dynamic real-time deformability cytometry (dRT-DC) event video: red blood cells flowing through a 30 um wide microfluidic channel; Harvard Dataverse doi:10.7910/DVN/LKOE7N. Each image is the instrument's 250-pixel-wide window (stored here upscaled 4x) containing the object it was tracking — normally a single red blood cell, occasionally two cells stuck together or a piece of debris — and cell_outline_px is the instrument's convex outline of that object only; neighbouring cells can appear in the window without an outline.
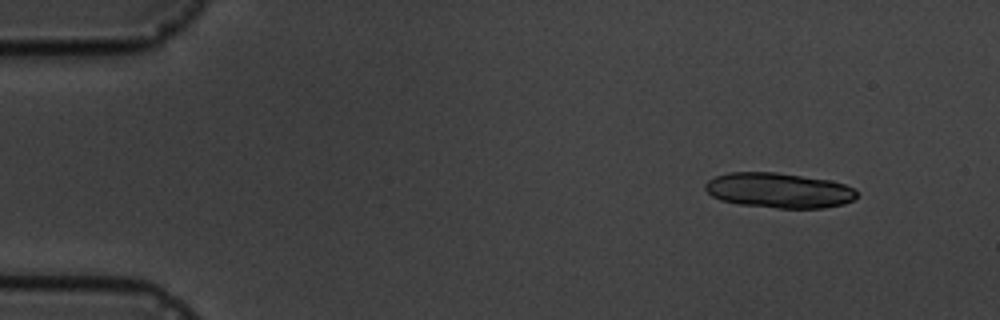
{"species": "common noctule bat (a hibernating species)", "species_latin": "Nyctalus noctula", "temperature_condition": "cold", "stored_images_in_passage": 3, "camera_frame_rate_fps": 3000, "um_per_image_px": 0.085, "animal": {"sex": "male", "body_mass_g": 19.5, "forearm_length_mm": 54.6}, "frame": {"image": 1, "passage_image": 1, "time_ms": 0.0, "image_size_px": [1000, 320], "cell_outline_px": [[856, 196], [852, 200], [844, 204], [824, 208], [776, 208], [740, 204], [720, 200], [712, 196], [704, 188], [704, 184], [708, 180], [716, 176], [728, 172], [776, 172], [828, 180], [844, 184], [852, 188], [856, 192]], "centroid_in_image_um": [66.17, 16.18], "position_along_channel_um": 18.8, "area_um2": 30.92}}